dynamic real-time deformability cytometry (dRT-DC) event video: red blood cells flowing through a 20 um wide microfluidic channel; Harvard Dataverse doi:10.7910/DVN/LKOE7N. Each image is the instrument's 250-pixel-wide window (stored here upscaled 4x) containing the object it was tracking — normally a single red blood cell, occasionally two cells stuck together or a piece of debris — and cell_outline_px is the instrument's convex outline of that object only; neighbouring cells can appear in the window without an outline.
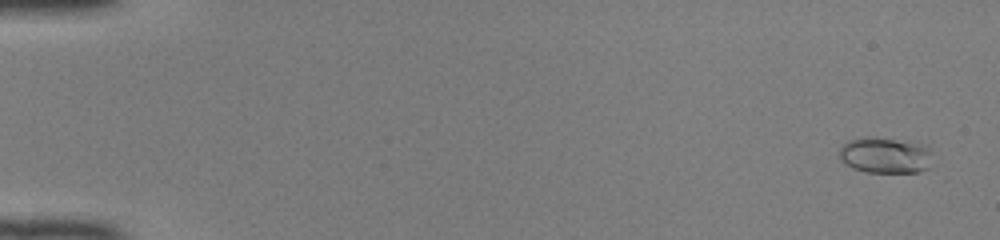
{"species": "common noctule bat (a hibernating species)", "species_latin": "Nyctalus noctula", "temperature_condition": "room temperature", "stored_images_in_passage": 49, "camera_frame_rate_fps": 3000, "um_per_image_px": 0.085, "animal": {"sex": "female", "body_mass_g": 22.0, "forearm_length_mm": 56.7}, "frame": {"image": 1, "passage_image": 3, "time_ms": 0.667, "image_size_px": [1000, 240], "cell_outline_px": [[928, 168], [920, 172], [868, 172], [852, 168], [844, 164], [840, 160], [840, 148], [848, 140], [864, 136], [868, 136], [892, 140], [924, 148], [928, 152]], "centroid_in_image_um": [75.07, 13.23], "position_along_channel_um": 9.9, "area_um2": 18.61}}
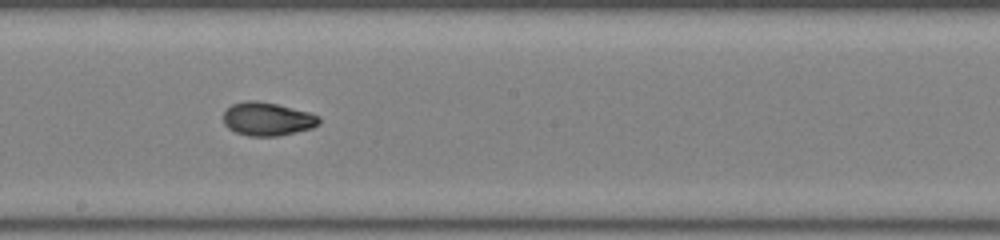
{"frame": {"image": 2, "passage_image": 30, "time_ms": 9.667, "image_size_px": [1000, 240], "cell_outline_px": [[320, 124], [312, 128], [276, 136], [248, 136], [236, 132], [228, 128], [224, 124], [224, 112], [232, 104], [248, 100], [256, 100], [276, 104], [308, 112], [320, 116]], "centroid_in_image_um": [22.73, 10.11], "position_along_channel_um": 225.5, "area_um2": 18.5}}
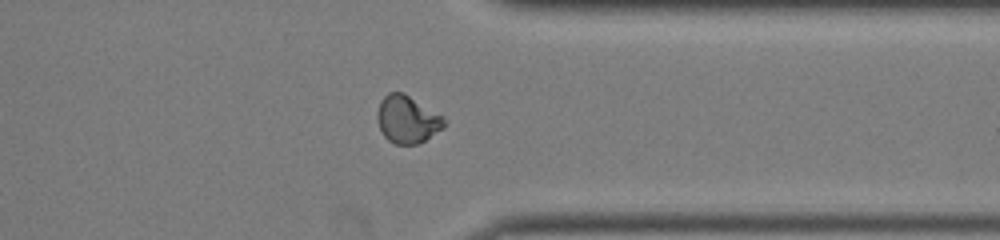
{"frame": {"image": 3, "passage_image": 41, "time_ms": 13.333, "image_size_px": [1000, 240], "cell_outline_px": [[448, 124], [444, 128], [420, 144], [396, 144], [388, 140], [384, 136], [380, 128], [376, 116], [376, 112], [380, 100], [388, 92], [404, 92], [444, 116], [448, 120]], "centroid_in_image_um": [34.66, 10.14], "position_along_channel_um": 376.7, "area_um2": 19.02}}